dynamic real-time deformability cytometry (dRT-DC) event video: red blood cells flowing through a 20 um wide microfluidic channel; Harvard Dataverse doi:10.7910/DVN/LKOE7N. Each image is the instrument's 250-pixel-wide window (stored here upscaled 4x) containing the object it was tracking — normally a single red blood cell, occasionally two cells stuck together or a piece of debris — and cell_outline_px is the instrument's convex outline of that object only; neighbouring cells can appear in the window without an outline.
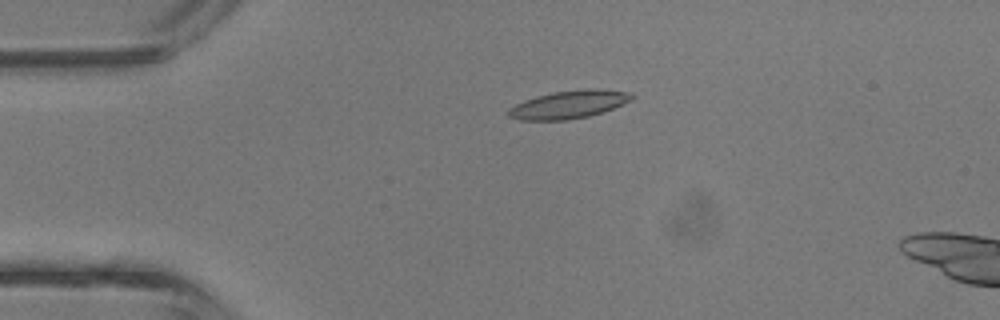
{"species": "common noctule bat (a hibernating species)", "species_latin": "Nyctalus noctula", "temperature_condition": "room temperature", "stored_images_in_passage": 14, "camera_frame_rate_fps": 3000, "um_per_image_px": 0.085, "animal": {"sex": "male", "body_mass_g": 13.3}, "frame": {"image": 1, "passage_image": 10, "time_ms": 3.0, "image_size_px": [1000, 320], "cell_outline_px": [[636, 96], [604, 112], [588, 116], [568, 120], [520, 120], [508, 116], [508, 108], [524, 100], [536, 96], [552, 92], [588, 88], [600, 88], [628, 92]], "centroid_in_image_um": [48.32, 8.87], "position_along_channel_um": 36.7, "area_um2": 20.06}}